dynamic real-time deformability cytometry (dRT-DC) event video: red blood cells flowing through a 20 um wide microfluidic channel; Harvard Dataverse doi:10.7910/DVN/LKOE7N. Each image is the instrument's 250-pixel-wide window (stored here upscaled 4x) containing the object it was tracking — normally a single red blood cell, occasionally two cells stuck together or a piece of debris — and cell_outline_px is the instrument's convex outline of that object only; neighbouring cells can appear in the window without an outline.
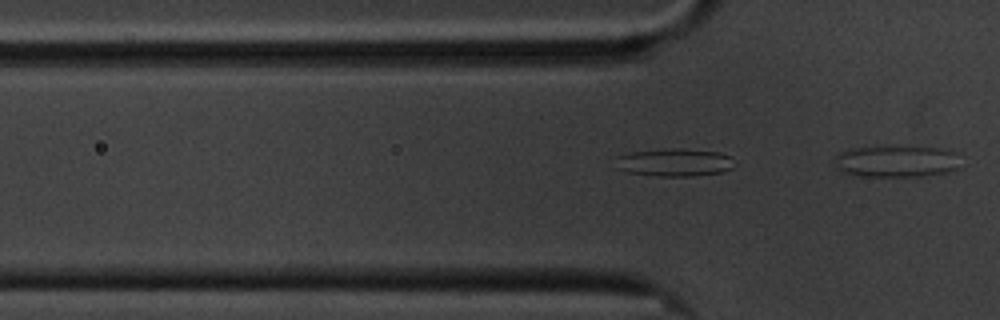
{"species": "common noctule bat (a hibernating species)", "species_latin": "Nyctalus noctula", "temperature_condition": "cold", "stored_images_in_passage": 15, "camera_frame_rate_fps": 3000, "um_per_image_px": 0.085, "animal": {"sex": "male", "body_mass_g": 20.1, "forearm_length_mm": 53.5}, "frame": {"image": 1, "passage_image": 15, "time_ms": 4.667, "image_size_px": [1000, 320], "cell_outline_px": [[960, 168], [948, 172], [920, 176], [860, 176], [844, 172], [836, 168], [836, 156], [840, 152], [852, 148], [940, 148], [956, 152]], "centroid_in_image_um": [76.23, 13.74], "position_along_channel_um": 49.6, "area_um2": 22.66}}